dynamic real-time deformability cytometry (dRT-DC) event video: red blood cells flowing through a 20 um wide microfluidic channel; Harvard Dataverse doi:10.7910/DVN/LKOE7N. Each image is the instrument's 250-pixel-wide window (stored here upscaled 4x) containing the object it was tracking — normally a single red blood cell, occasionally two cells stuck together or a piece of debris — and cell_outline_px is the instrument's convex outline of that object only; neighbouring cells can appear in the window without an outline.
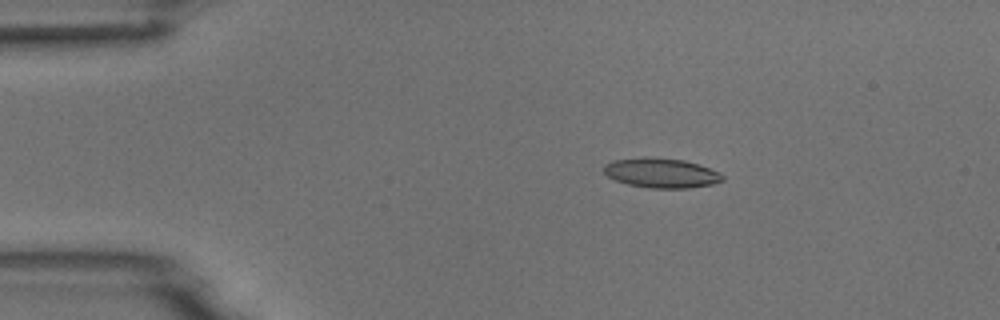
{"species": "common noctule bat (a hibernating species)", "species_latin": "Nyctalus noctula", "temperature_condition": "room temperature", "stored_images_in_passage": 7, "camera_frame_rate_fps": 3000, "um_per_image_px": 0.085, "animal": {"sex": "male", "body_mass_g": 18.8}, "frame": {"image": 1, "passage_image": 3, "time_ms": 3.0, "image_size_px": [1000, 320], "cell_outline_px": [[724, 180], [712, 184], [688, 188], [648, 188], [628, 184], [616, 180], [608, 176], [604, 172], [604, 164], [612, 160], [644, 156], [684, 160], [700, 164], [720, 172], [724, 176]], "centroid_in_image_um": [56.21, 14.69], "position_along_channel_um": 28.8, "area_um2": 20.75}}
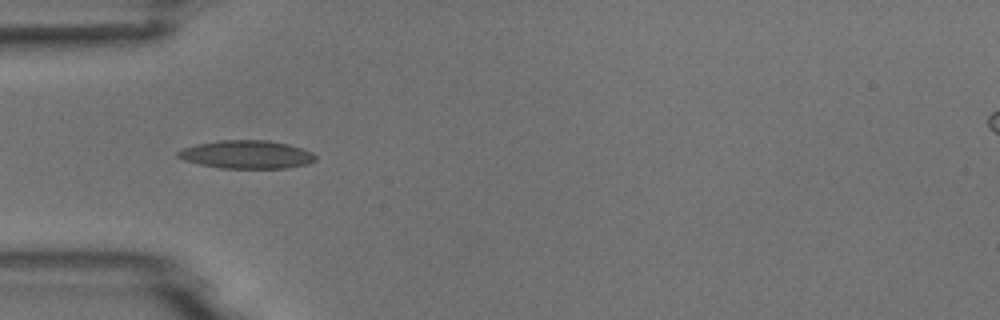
{"frame": {"image": 2, "passage_image": 5, "time_ms": 5.333, "image_size_px": [1000, 320], "cell_outline_px": [[316, 160], [308, 164], [288, 168], [220, 168], [200, 164], [184, 160], [176, 156], [176, 152], [184, 148], [196, 144], [220, 140], [268, 140], [288, 144], [312, 152], [316, 156]], "centroid_in_image_um": [20.97, 13.13], "position_along_channel_um": 64.0, "area_um2": 22.6}}